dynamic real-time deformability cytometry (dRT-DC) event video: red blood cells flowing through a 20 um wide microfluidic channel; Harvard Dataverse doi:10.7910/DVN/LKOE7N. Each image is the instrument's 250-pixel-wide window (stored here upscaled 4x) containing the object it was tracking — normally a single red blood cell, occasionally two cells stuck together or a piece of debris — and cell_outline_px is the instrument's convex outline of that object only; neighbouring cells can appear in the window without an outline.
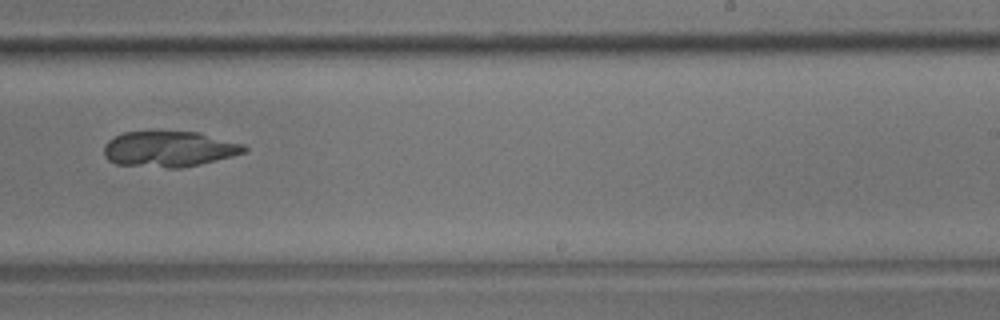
{"species": "common noctule bat (a hibernating species)", "species_latin": "Nyctalus noctula", "temperature_condition": "room temperature", "stored_images_in_passage": 41, "camera_frame_rate_fps": 3000, "um_per_image_px": 0.085, "animal": {"sex": "male", "body_mass_g": 17.9}, "frame": {"image": 1, "passage_image": 22, "time_ms": 7.0, "image_size_px": [1000, 320], "cell_outline_px": [[248, 148], [244, 152], [232, 156], [200, 164], [180, 168], [168, 168], [116, 164], [108, 160], [104, 156], [104, 144], [108, 140], [124, 132], [152, 128], [200, 132], [244, 144]], "centroid_in_image_um": [14.34, 12.61], "position_along_channel_um": 274.7, "area_um2": 30.23}}
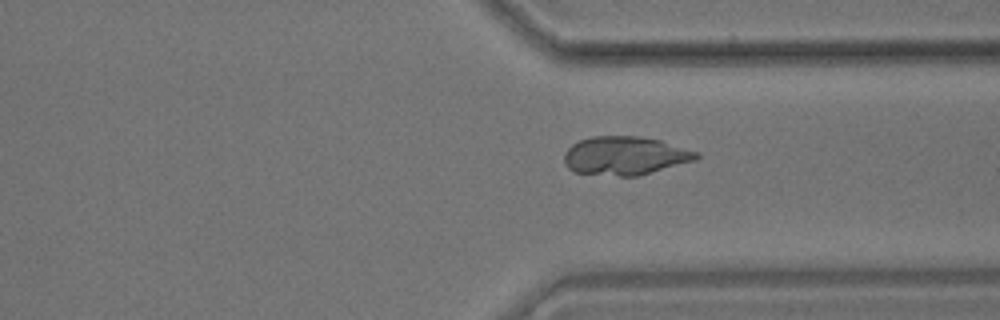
{"frame": {"image": 2, "passage_image": 29, "time_ms": 9.333, "image_size_px": [1000, 320], "cell_outline_px": [[700, 156], [696, 160], [640, 176], [620, 176], [572, 172], [564, 164], [564, 152], [572, 144], [580, 140], [592, 136], [640, 136], [660, 140], [700, 152]], "centroid_in_image_um": [53.14, 13.24], "position_along_channel_um": 358.3, "area_um2": 30.0}}
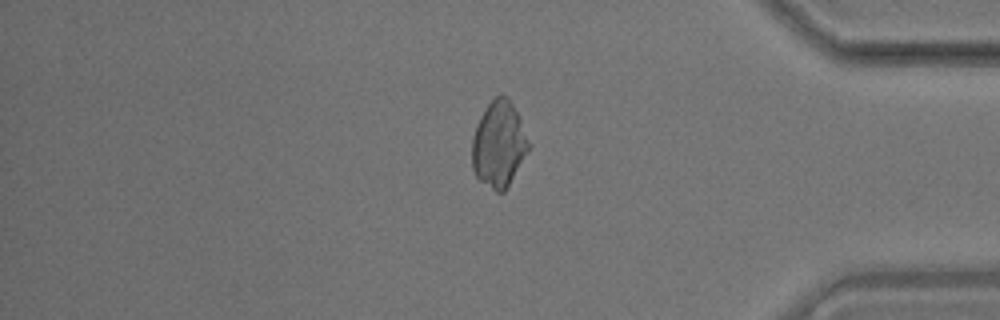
{"frame": {"image": 3, "passage_image": 34, "time_ms": 11.0, "image_size_px": [1000, 320], "cell_outline_px": [[528, 148], [504, 192], [496, 192], [480, 180], [476, 176], [472, 168], [472, 136], [480, 116], [488, 104], [500, 92], [508, 96], [520, 120], [528, 144]], "centroid_in_image_um": [42.34, 12.23], "position_along_channel_um": 392.9, "area_um2": 27.63}}